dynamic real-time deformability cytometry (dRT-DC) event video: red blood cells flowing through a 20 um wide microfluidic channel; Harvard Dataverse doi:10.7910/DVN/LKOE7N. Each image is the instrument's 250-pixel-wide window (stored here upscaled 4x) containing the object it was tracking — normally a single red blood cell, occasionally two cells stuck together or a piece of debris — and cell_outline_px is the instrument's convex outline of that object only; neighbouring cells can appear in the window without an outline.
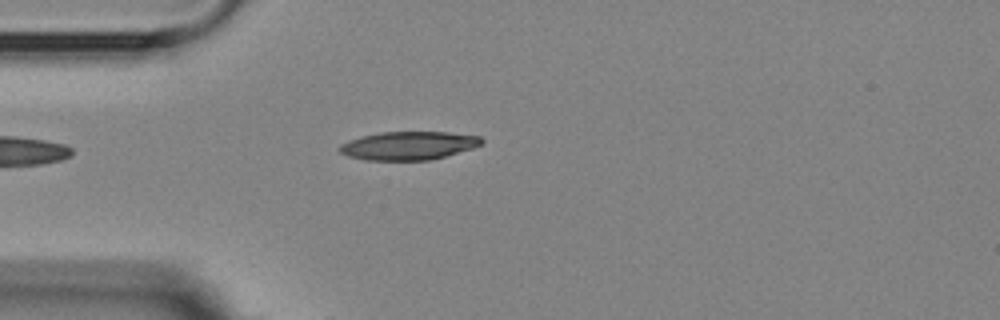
{"species": "Egyptian fruit bat (a non-hibernating species)", "species_latin": "Rousettus aegyptiacus", "temperature_condition": "room temperature", "stored_images_in_passage": 3, "camera_frame_rate_fps": 3000, "um_per_image_px": 0.085, "animal": {"sex": "female"}, "frame": {"image": 1, "passage_image": 3, "time_ms": 2.667, "image_size_px": [1000, 320], "cell_outline_px": [[484, 140], [480, 144], [472, 148], [444, 156], [428, 160], [368, 160], [348, 156], [340, 152], [336, 148], [340, 144], [348, 140], [360, 136], [380, 132], [448, 132], [480, 136]], "centroid_in_image_um": [34.67, 12.37], "position_along_channel_um": 50.3, "area_um2": 23.41}}